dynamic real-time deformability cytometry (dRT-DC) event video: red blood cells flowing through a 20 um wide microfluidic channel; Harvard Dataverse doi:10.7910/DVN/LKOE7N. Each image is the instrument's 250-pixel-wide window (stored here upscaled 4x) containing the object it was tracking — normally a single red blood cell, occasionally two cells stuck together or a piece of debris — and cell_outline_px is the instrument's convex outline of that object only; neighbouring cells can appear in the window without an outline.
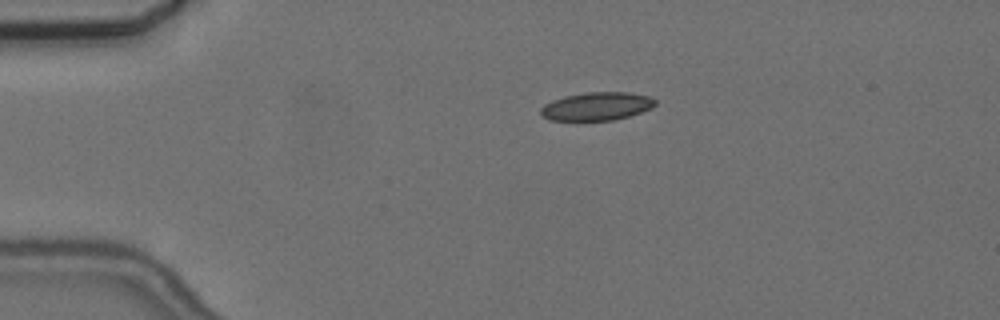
{"species": "common noctule bat (a hibernating species)", "species_latin": "Nyctalus noctula", "temperature_condition": "cold", "stored_images_in_passage": 36, "camera_frame_rate_fps": 3000, "um_per_image_px": 0.085, "animal": {"sex": "female", "body_mass_g": 24.6, "forearm_length_mm": 56.2}, "frame": {"image": 1, "passage_image": 1, "time_ms": 0.0, "image_size_px": [1000, 320], "cell_outline_px": [[656, 104], [652, 108], [628, 116], [612, 120], [548, 120], [540, 112], [540, 108], [544, 104], [552, 100], [564, 96], [584, 92], [628, 92], [648, 96], [656, 100]], "centroid_in_image_um": [50.71, 9.02], "position_along_channel_um": 34.3, "area_um2": 18.79}}
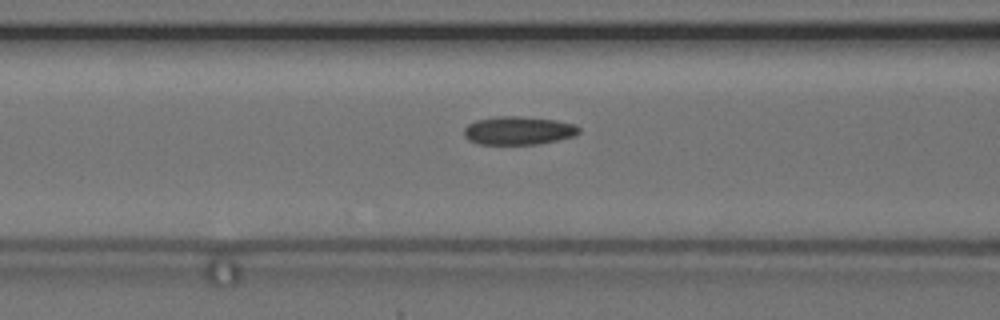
{"frame": {"image": 2, "passage_image": 12, "time_ms": 3.667, "image_size_px": [1000, 320], "cell_outline_px": [[580, 132], [576, 136], [536, 144], [480, 144], [468, 140], [464, 136], [464, 128], [468, 124], [476, 120], [496, 116], [520, 116], [556, 120], [576, 124], [580, 128]], "centroid_in_image_um": [44.07, 11.09], "position_along_channel_um": 122.5, "area_um2": 19.07}}
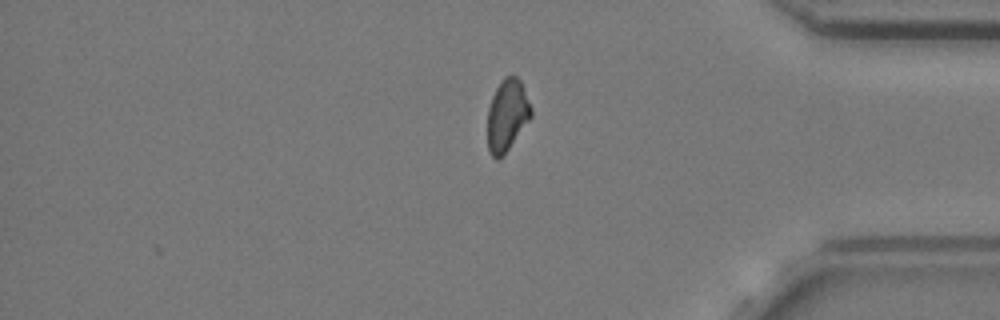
{"frame": {"image": 3, "passage_image": 36, "time_ms": 11.667, "image_size_px": [1000, 320], "cell_outline_px": [[532, 116], [508, 148], [496, 160], [492, 156], [488, 148], [488, 108], [492, 96], [500, 80], [504, 76], [512, 72], [520, 80], [532, 108]], "centroid_in_image_um": [43.1, 9.71], "position_along_channel_um": 392.1, "area_um2": 18.09}, "authors_computed_cell_mechanics": {"area_um2": 18.9295, "velocity_mm_per_s": 3.6584, "shape_relaxation_time_tau1_ms": null, "shape_relaxation_time_tau2_ms": 2.8827, "deformation_change_tau1": null, "deformation_change_tau2": 0.0825}}